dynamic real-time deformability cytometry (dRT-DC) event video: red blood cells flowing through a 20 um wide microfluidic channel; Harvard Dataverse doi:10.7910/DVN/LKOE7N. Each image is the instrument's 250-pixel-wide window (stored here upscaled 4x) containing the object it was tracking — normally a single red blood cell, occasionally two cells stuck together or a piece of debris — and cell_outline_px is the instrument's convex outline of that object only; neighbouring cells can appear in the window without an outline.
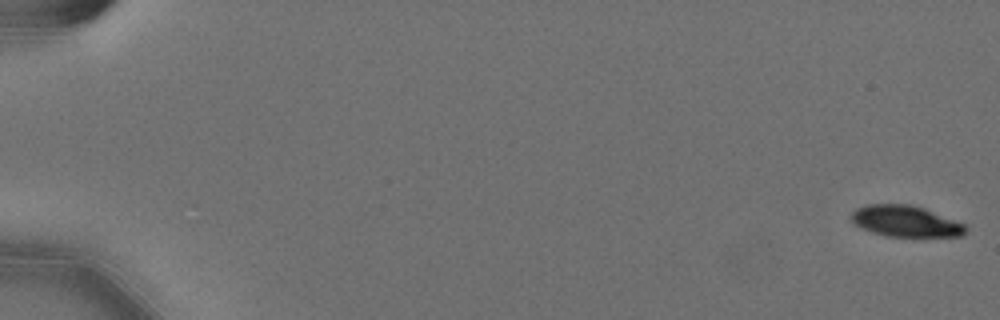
{"species": "Egyptian fruit bat (a non-hibernating species)", "species_latin": "Rousettus aegyptiacus", "temperature_condition": "cold", "stored_images_in_passage": 12, "camera_frame_rate_fps": 3000, "um_per_image_px": 0.085, "animal": {"sex": "female"}, "frame": {"image": 1, "passage_image": 1, "time_ms": 0.0, "image_size_px": [1000, 320], "cell_outline_px": [[968, 224], [964, 232], [960, 236], [884, 236], [872, 232], [852, 224], [852, 212], [856, 208], [868, 204], [912, 204], [924, 208]], "centroid_in_image_um": [76.97, 18.79], "position_along_channel_um": 8.0, "area_um2": 20.87}}